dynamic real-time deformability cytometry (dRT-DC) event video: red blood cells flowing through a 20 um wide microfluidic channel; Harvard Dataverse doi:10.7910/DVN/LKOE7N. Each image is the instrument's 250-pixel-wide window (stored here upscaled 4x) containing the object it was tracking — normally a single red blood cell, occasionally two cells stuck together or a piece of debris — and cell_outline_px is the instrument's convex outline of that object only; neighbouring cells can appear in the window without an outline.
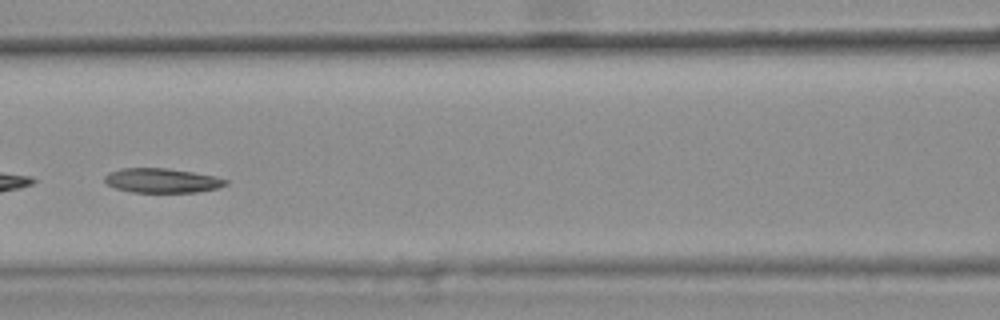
{"species": "common noctule bat (a hibernating species)", "species_latin": "Nyctalus noctula", "temperature_condition": "warm", "stored_images_in_passage": 9, "camera_frame_rate_fps": 3000, "um_per_image_px": 0.085, "animal": {"sex": "female", "body_mass_g": 25.1}, "frame": {"image": 1, "passage_image": 6, "time_ms": 1.667, "image_size_px": [1000, 320], "cell_outline_px": [[228, 184], [216, 188], [196, 192], [132, 192], [116, 188], [108, 184], [104, 180], [104, 176], [108, 172], [124, 168], [168, 168], [216, 176], [228, 180]], "centroid_in_image_um": [13.77, 15.34], "position_along_channel_um": 152.8, "area_um2": 17.17}}